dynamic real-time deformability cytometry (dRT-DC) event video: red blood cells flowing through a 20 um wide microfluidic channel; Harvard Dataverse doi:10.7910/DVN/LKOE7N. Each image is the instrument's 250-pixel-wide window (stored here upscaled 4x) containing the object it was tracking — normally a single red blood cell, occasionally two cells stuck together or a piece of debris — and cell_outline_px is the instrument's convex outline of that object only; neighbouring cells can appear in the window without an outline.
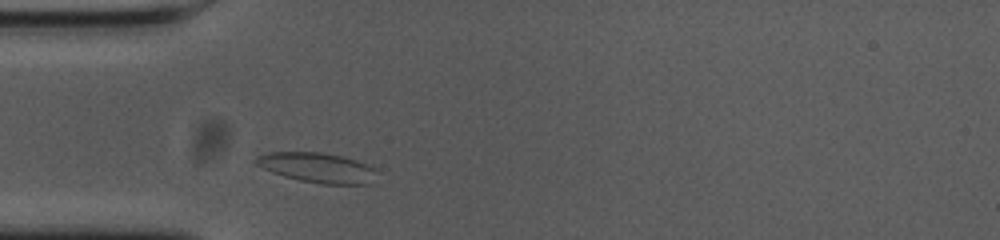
{"species": "common noctule bat (a hibernating species)", "species_latin": "Nyctalus noctula", "temperature_condition": "cold", "stored_images_in_passage": 30, "camera_frame_rate_fps": 3000, "um_per_image_px": 0.085, "animal": {"sex": "female", "body_mass_g": 23.0, "forearm_length_mm": 53.4}, "frame": {"image": 1, "passage_image": 1, "time_ms": 0.0, "image_size_px": [1000, 240], "cell_outline_px": [[376, 172], [368, 184], [320, 184], [300, 180], [284, 176], [272, 172], [256, 164], [256, 156], [268, 152], [320, 152], [340, 156], [356, 160], [372, 168]], "centroid_in_image_um": [26.92, 14.25], "position_along_channel_um": 58.1, "area_um2": 20.63}}
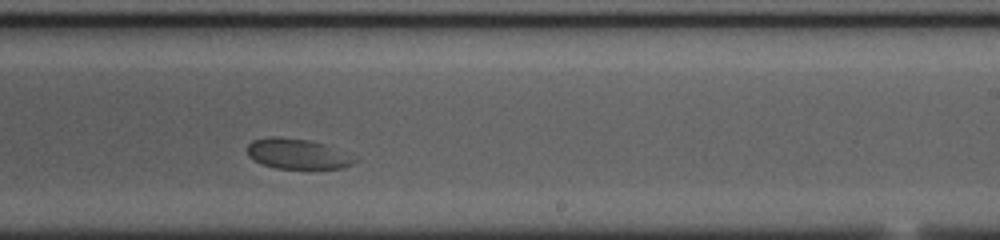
{"frame": {"image": 2, "passage_image": 19, "time_ms": 6.0, "image_size_px": [1000, 240], "cell_outline_px": [[356, 160], [352, 164], [344, 168], [276, 168], [252, 160], [248, 156], [248, 144], [252, 140], [272, 136], [276, 136], [308, 140], [324, 144], [356, 156]], "centroid_in_image_um": [25.28, 13.07], "position_along_channel_um": 263.7, "area_um2": 18.84}}
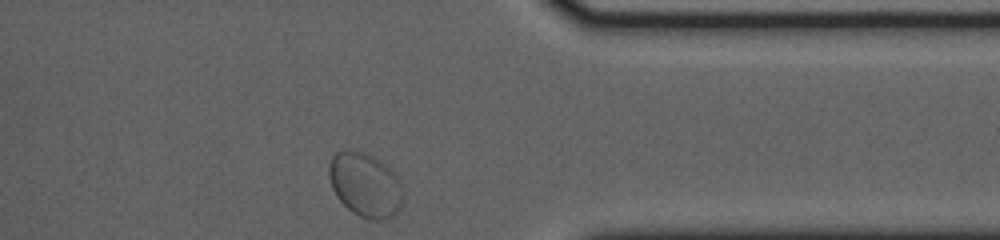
{"frame": {"image": 3, "passage_image": 30, "time_ms": 9.667, "image_size_px": [1000, 240], "cell_outline_px": [[404, 204], [396, 216], [388, 220], [372, 220], [360, 216], [352, 212], [336, 196], [332, 188], [328, 176], [328, 168], [332, 156], [336, 152], [364, 152], [380, 160], [392, 172], [400, 184], [404, 192]], "centroid_in_image_um": [31.08, 15.78], "position_along_channel_um": 380.3, "area_um2": 27.8}}